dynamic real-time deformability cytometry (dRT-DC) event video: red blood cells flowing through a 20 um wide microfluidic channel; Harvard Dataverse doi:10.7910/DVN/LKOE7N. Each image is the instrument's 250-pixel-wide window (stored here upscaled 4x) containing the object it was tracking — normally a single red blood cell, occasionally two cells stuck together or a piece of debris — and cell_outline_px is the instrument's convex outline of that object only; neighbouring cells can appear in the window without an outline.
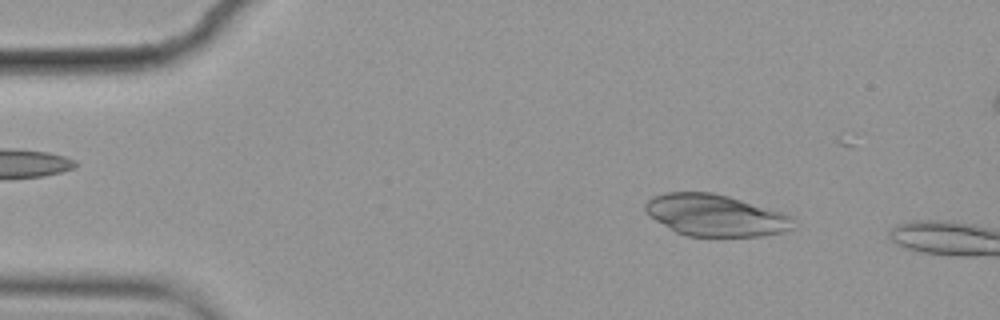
{"species": "common noctule bat (a hibernating species)", "species_latin": "Nyctalus noctula", "temperature_condition": "cold", "stored_images_in_passage": 30, "camera_frame_rate_fps": 3000, "um_per_image_px": 0.085, "animal": {"sex": "female", "body_mass_g": 19.9}, "frame": {"image": 1, "passage_image": 7, "time_ms": 2.0, "image_size_px": [1000, 320], "cell_outline_px": [[788, 228], [784, 232], [760, 236], [688, 236], [676, 232], [656, 220], [644, 208], [644, 204], [648, 200], [656, 196], [668, 192], [712, 192], [728, 196], [780, 212], [788, 216]], "centroid_in_image_um": [60.72, 18.3], "position_along_channel_um": 24.3, "area_um2": 34.91}}